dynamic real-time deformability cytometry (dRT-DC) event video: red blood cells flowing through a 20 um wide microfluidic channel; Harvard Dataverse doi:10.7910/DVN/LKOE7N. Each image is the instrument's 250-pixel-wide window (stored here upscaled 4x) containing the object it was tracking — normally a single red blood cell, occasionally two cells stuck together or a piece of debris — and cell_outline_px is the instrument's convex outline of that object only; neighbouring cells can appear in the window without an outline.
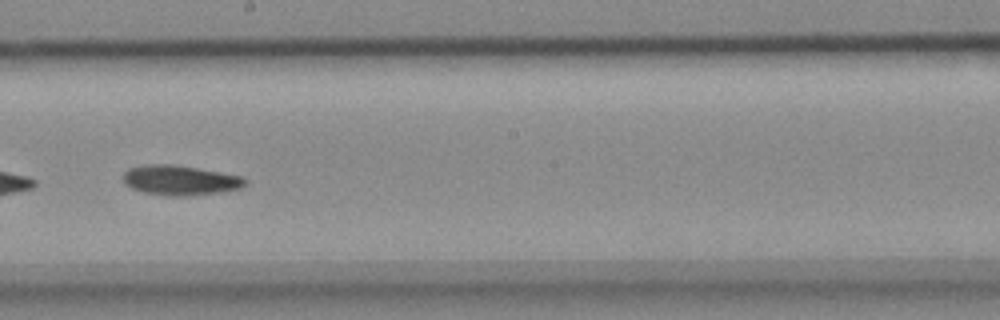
{"species": "common noctule bat (a hibernating species)", "species_latin": "Nyctalus noctula", "temperature_condition": "cold", "stored_images_in_passage": 53, "camera_frame_rate_fps": 3000, "um_per_image_px": 0.085, "animal": {"sex": "female", "body_mass_g": 18.4}, "frame": {"image": 1, "passage_image": 30, "time_ms": 9.667, "image_size_px": [1000, 320], "cell_outline_px": [[248, 184], [240, 188], [220, 192], [184, 196], [172, 196], [144, 192], [132, 188], [124, 184], [124, 172], [128, 168], [144, 164], [172, 164], [244, 176], [248, 180]], "centroid_in_image_um": [15.33, 15.31], "position_along_channel_um": 232.9, "area_um2": 21.27}}
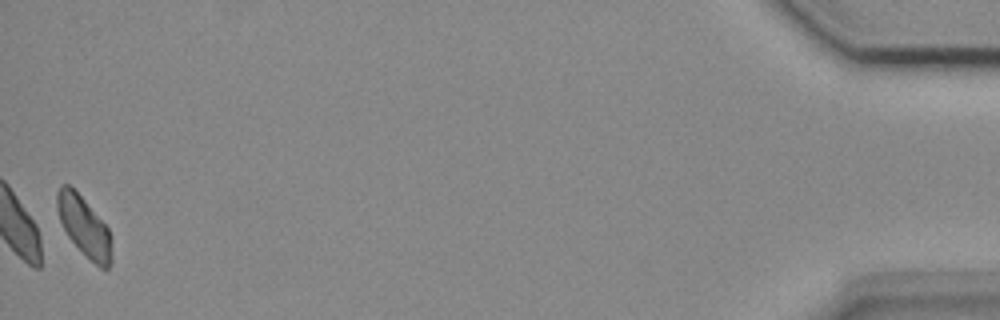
{"frame": {"image": 2, "passage_image": 53, "time_ms": 17.333, "image_size_px": [1000, 320], "cell_outline_px": [[112, 260], [108, 268], [100, 268], [68, 236], [60, 220], [56, 208], [56, 192], [60, 184], [68, 184], [84, 200], [108, 228], [112, 236]], "centroid_in_image_um": [7.16, 19.23], "position_along_channel_um": 428.0, "area_um2": 18.67}}